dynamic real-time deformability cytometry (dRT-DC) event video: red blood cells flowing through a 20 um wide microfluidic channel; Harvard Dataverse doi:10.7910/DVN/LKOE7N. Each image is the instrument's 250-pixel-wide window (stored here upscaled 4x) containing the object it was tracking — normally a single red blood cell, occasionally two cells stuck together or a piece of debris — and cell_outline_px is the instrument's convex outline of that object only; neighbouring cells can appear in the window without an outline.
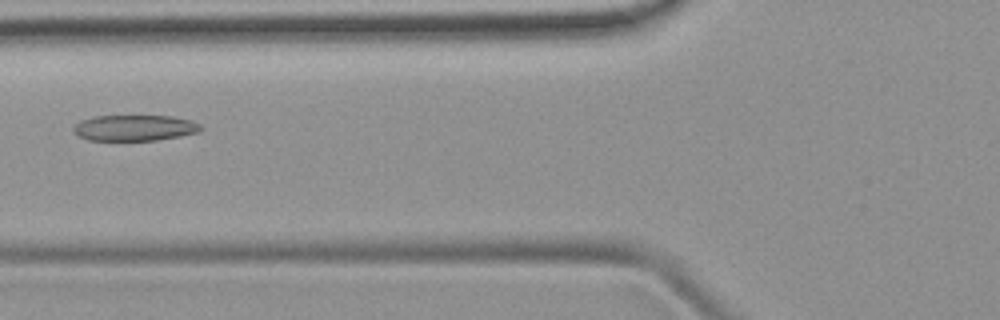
{"species": "common noctule bat (a hibernating species)", "species_latin": "Nyctalus noctula", "temperature_condition": "room temperature", "stored_images_in_passage": 3, "camera_frame_rate_fps": 3000, "um_per_image_px": 0.085, "animal": {"sex": "female", "body_mass_g": 19.9}, "frame": {"image": 1, "passage_image": 2, "time_ms": 1.333, "image_size_px": [1000, 320], "cell_outline_px": [[204, 128], [200, 132], [180, 136], [156, 140], [88, 140], [72, 132], [72, 128], [80, 120], [92, 116], [172, 116], [192, 120], [200, 124]], "centroid_in_image_um": [11.46, 10.86], "position_along_channel_um": 114.3, "area_um2": 19.36}}
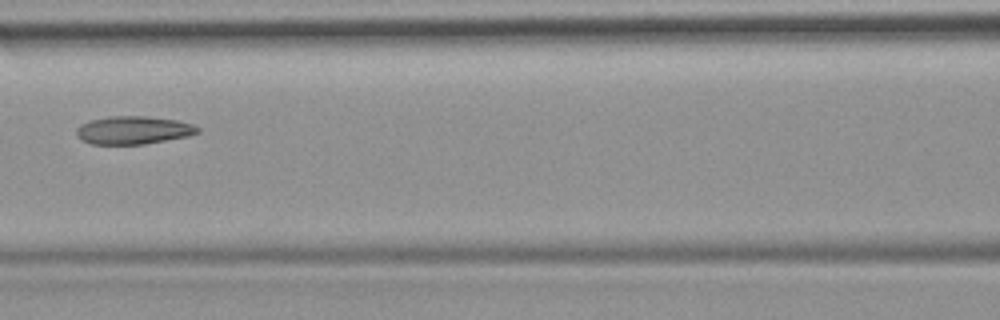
{"frame": {"image": 2, "passage_image": 3, "time_ms": 2.333, "image_size_px": [1000, 320], "cell_outline_px": [[200, 132], [188, 136], [144, 144], [92, 144], [80, 140], [76, 132], [76, 128], [80, 124], [92, 120], [112, 116], [148, 116], [176, 120], [192, 124], [200, 128]], "centroid_in_image_um": [11.33, 11.06], "position_along_channel_um": 155.3, "area_um2": 19.77}}